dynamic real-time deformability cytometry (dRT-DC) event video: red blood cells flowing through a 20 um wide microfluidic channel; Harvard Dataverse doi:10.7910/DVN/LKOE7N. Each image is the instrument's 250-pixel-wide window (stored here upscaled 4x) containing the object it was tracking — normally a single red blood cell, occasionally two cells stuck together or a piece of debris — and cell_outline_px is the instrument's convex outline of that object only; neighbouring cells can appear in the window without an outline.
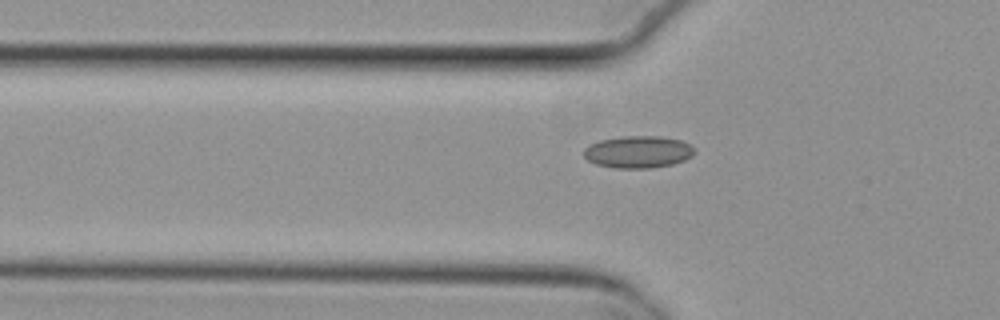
{"species": "common noctule bat (a hibernating species)", "species_latin": "Nyctalus noctula", "temperature_condition": "cold", "stored_images_in_passage": 7, "camera_frame_rate_fps": 3000, "um_per_image_px": 0.085, "animal": {"sex": "female", "body_mass_g": 29.2, "forearm_length_mm": 56.3}, "frame": {"image": 1, "passage_image": 5, "time_ms": 1.333, "image_size_px": [1000, 320], "cell_outline_px": [[696, 152], [692, 156], [684, 160], [672, 164], [648, 168], [616, 168], [596, 164], [588, 160], [584, 156], [584, 148], [588, 144], [600, 140], [624, 136], [660, 136], [680, 140], [688, 144]], "centroid_in_image_um": [54.21, 12.91], "position_along_channel_um": 71.6, "area_um2": 20.63}}